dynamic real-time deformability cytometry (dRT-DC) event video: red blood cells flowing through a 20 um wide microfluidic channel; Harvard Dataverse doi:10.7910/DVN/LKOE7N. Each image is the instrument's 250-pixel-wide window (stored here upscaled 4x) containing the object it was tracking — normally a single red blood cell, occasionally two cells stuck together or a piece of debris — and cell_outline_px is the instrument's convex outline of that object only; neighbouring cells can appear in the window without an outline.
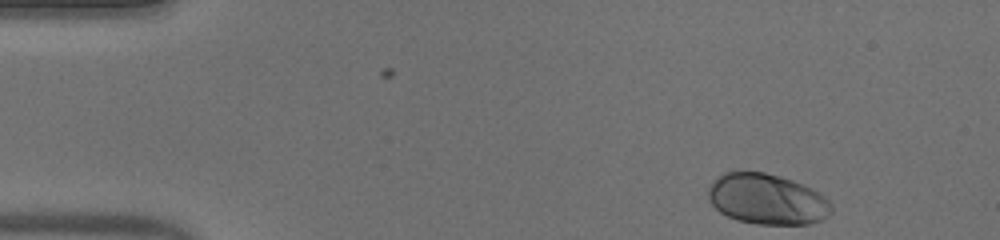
{"species": "human", "species_latin": "Homo sapiens", "temperature_condition": "warm", "stored_images_in_passage": 48, "camera_frame_rate_fps": 3000, "um_per_image_px": 0.085, "donor": {"sex": "male"}, "frame": {"image": 1, "passage_image": 1, "time_ms": 0.0, "image_size_px": [1000, 240], "cell_outline_px": [[832, 212], [828, 216], [812, 224], [756, 224], [736, 220], [720, 212], [712, 204], [708, 196], [708, 188], [724, 172], [764, 172], [780, 176], [792, 180], [812, 188], [824, 196], [832, 204]], "centroid_in_image_um": [65.23, 16.94], "position_along_channel_um": 19.8, "area_um2": 36.24}}
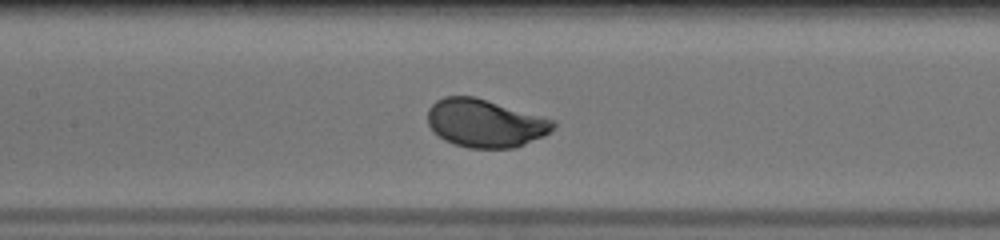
{"frame": {"image": 2, "passage_image": 20, "time_ms": 6.333, "image_size_px": [1000, 240], "cell_outline_px": [[556, 128], [544, 136], [516, 148], [468, 148], [452, 144], [444, 140], [428, 124], [428, 108], [436, 100], [444, 96], [476, 96], [556, 120]], "centroid_in_image_um": [41.27, 10.47], "position_along_channel_um": 166.1, "area_um2": 35.55}}
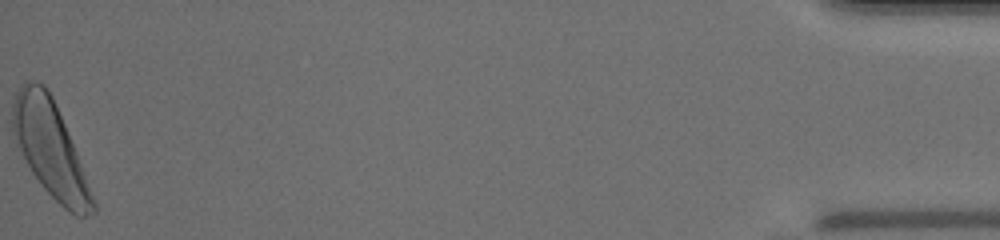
{"frame": {"image": 3, "passage_image": 48, "time_ms": 15.667, "image_size_px": [1000, 240], "cell_outline_px": [[96, 212], [84, 216], [76, 216], [64, 208], [40, 184], [32, 172], [12, 132], [12, 104], [16, 92], [20, 84], [28, 80], [44, 84], [48, 88], [52, 96], [76, 152], [96, 204]], "centroid_in_image_um": [4.25, 12.62], "position_along_channel_um": 430.9, "area_um2": 43.7}, "authors_computed_cell_mechanics": {"area_um2": 35.7204, "velocity_mm_per_s": 3.8808, "shape_relaxation_time_tau1_ms": 2.0273, "shape_relaxation_time_tau2_ms": null, "deformation_change_tau1": 0.1437, "deformation_change_tau2": null}}